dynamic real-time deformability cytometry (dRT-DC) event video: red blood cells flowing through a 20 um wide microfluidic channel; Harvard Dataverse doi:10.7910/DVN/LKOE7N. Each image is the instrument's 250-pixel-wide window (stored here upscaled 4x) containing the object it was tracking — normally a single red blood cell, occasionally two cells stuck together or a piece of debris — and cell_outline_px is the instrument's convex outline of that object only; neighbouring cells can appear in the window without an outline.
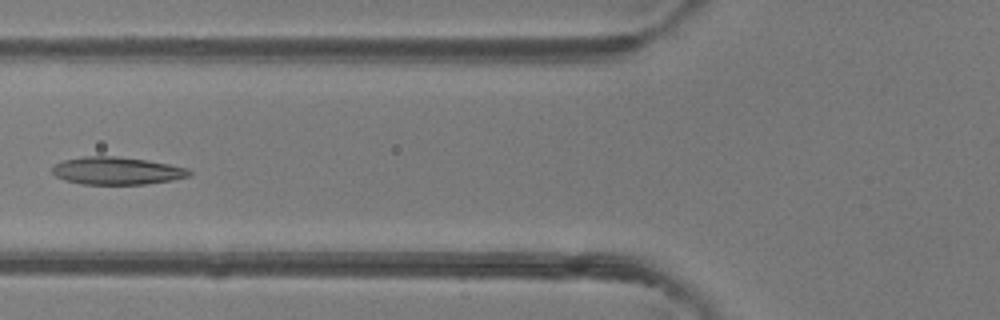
{"species": "common noctule bat (a hibernating species)", "species_latin": "Nyctalus noctula", "temperature_condition": "room temperature", "stored_images_in_passage": 4, "camera_frame_rate_fps": 3000, "um_per_image_px": 0.085, "animal": {"sex": "female"}, "frame": {"image": 1, "passage_image": 4, "time_ms": 1.0, "image_size_px": [1000, 320], "cell_outline_px": [[192, 172], [188, 176], [172, 180], [144, 184], [80, 184], [64, 180], [56, 176], [52, 172], [52, 168], [56, 164], [64, 160], [84, 156], [116, 156], [144, 160], [168, 164], [188, 168]], "centroid_in_image_um": [9.91, 14.52], "position_along_channel_um": 115.9, "area_um2": 21.85}}